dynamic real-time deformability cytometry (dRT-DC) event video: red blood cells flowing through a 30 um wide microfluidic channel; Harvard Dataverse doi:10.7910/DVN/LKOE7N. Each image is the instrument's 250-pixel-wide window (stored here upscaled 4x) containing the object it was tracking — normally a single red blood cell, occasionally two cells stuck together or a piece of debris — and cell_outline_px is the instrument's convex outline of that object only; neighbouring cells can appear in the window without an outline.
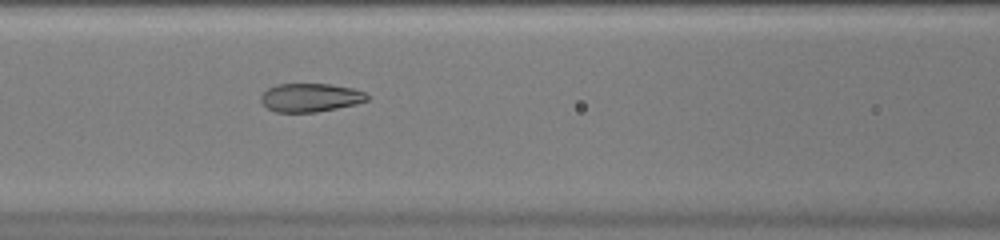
{"species": "common noctule bat (a hibernating species)", "species_latin": "Nyctalus noctula", "temperature_condition": "warm", "stored_images_in_passage": 48, "camera_frame_rate_fps": 3000, "um_per_image_px": 0.085, "animal": {"sex": "female", "body_mass_g": 20.0, "forearm_length_mm": 54.0}, "frame": {"image": 1, "passage_image": 20, "time_ms": 6.333, "image_size_px": [1000, 240], "cell_outline_px": [[368, 100], [356, 104], [316, 112], [276, 112], [268, 108], [260, 100], [260, 96], [268, 88], [276, 84], [332, 84], [352, 88], [364, 92], [368, 96]], "centroid_in_image_um": [26.37, 8.29], "position_along_channel_um": 140.2, "area_um2": 17.57}}
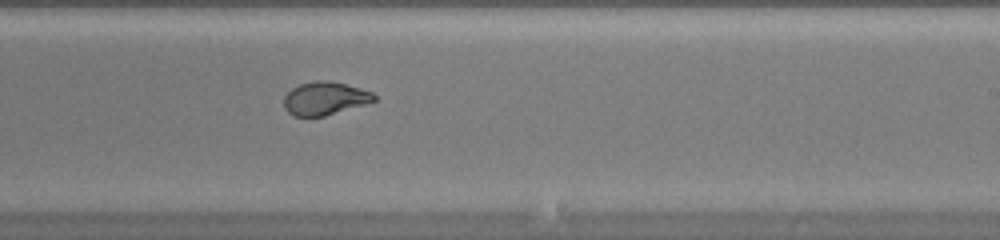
{"frame": {"image": 2, "passage_image": 29, "time_ms": 9.333, "image_size_px": [1000, 240], "cell_outline_px": [[376, 100], [368, 104], [324, 116], [292, 116], [284, 108], [284, 96], [292, 88], [300, 84], [316, 80], [324, 80], [344, 84], [360, 88], [372, 92], [376, 96]], "centroid_in_image_um": [27.62, 8.37], "position_along_channel_um": 261.4, "area_um2": 17.46}}
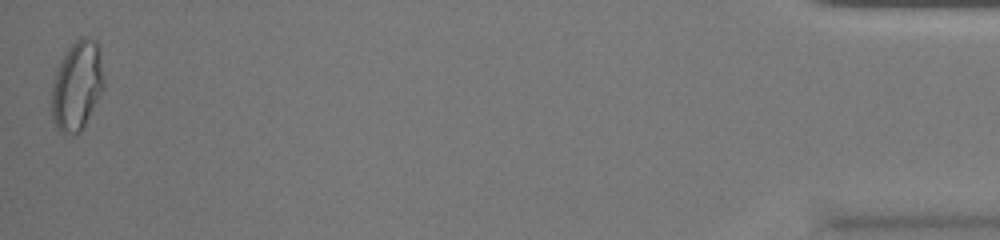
{"frame": {"image": 3, "passage_image": 48, "time_ms": 15.667, "image_size_px": [1000, 240], "cell_outline_px": [[104, 84], [80, 132], [64, 136], [56, 128], [52, 116], [52, 80], [68, 48], [80, 36], [84, 36], [96, 40], [104, 80]], "centroid_in_image_um": [6.51, 7.29], "position_along_channel_um": 428.7, "area_um2": 26.53}, "authors_computed_cell_mechanics": {"area_um2": 20.2011, "velocity_mm_per_s": 4.0518, "shape_relaxation_time_tau1_ms": 6.4539, "shape_relaxation_time_tau2_ms": null, "deformation_change_tau1": 0.2312, "deformation_change_tau2": null}}